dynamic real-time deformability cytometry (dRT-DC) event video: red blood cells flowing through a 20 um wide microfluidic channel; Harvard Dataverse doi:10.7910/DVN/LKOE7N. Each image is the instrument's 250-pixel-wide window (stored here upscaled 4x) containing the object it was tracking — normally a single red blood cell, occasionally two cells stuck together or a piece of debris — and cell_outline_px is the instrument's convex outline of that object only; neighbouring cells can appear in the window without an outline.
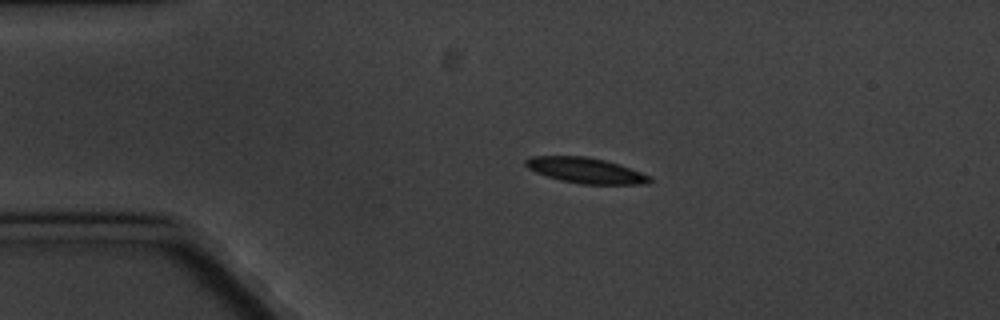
{"species": "common noctule bat (a hibernating species)", "species_latin": "Nyctalus noctula", "temperature_condition": "cold", "stored_images_in_passage": 7, "camera_frame_rate_fps": 3000, "um_per_image_px": 0.085, "animal": {"sex": "male", "body_mass_g": 20.1, "forearm_length_mm": 53.5}, "frame": {"image": 1, "passage_image": 2, "time_ms": 1.333, "image_size_px": [1000, 320], "cell_outline_px": [[652, 180], [644, 184], [580, 184], [560, 180], [536, 172], [528, 168], [524, 164], [524, 160], [532, 156], [588, 156], [604, 160], [640, 172], [648, 176]], "centroid_in_image_um": [49.72, 14.48], "position_along_channel_um": 35.3, "area_um2": 18.15}}
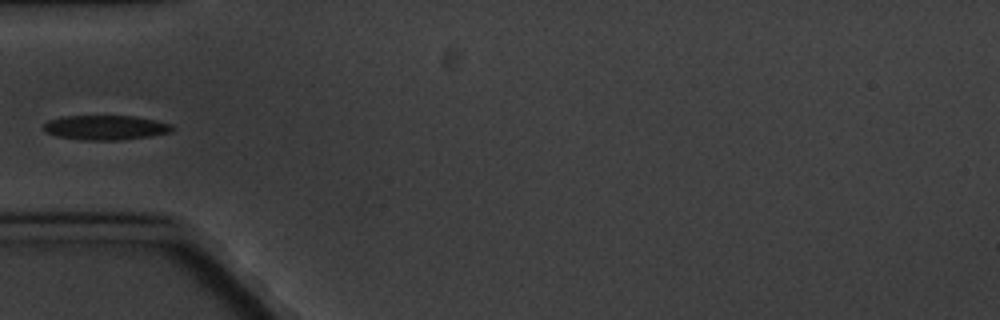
{"frame": {"image": 2, "passage_image": 4, "time_ms": 3.667, "image_size_px": [1000, 320], "cell_outline_px": [[172, 132], [148, 136], [120, 140], [80, 140], [56, 136], [44, 132], [44, 124], [48, 120], [64, 116], [136, 116], [156, 120], [172, 124]], "centroid_in_image_um": [8.95, 10.84], "position_along_channel_um": 76.1, "area_um2": 18.5}}